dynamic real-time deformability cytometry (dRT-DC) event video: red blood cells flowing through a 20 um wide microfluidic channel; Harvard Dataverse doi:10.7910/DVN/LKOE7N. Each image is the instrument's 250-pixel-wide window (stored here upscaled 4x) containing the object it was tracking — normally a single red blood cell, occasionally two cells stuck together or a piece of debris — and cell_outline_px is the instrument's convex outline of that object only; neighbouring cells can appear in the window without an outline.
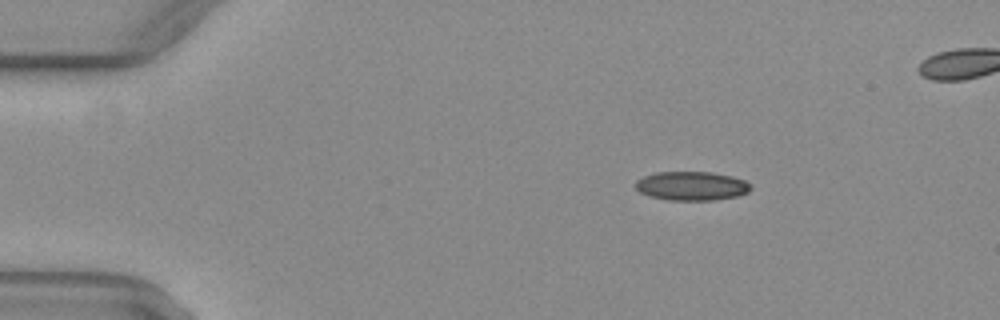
{"species": "common noctule bat (a hibernating species)", "species_latin": "Nyctalus noctula", "temperature_condition": "warm", "stored_images_in_passage": 49, "camera_frame_rate_fps": 3000, "um_per_image_px": 0.085, "animal": {"sex": "female", "body_mass_g": 29.2, "forearm_length_mm": 56.3}, "frame": {"image": 1, "passage_image": 8, "time_ms": 2.333, "image_size_px": [1000, 320], "cell_outline_px": [[752, 188], [748, 192], [736, 196], [716, 200], [668, 200], [648, 196], [640, 192], [636, 188], [636, 180], [644, 176], [656, 172], [712, 172], [732, 176], [744, 180]], "centroid_in_image_um": [58.77, 15.8], "position_along_channel_um": 26.2, "area_um2": 19.42}}
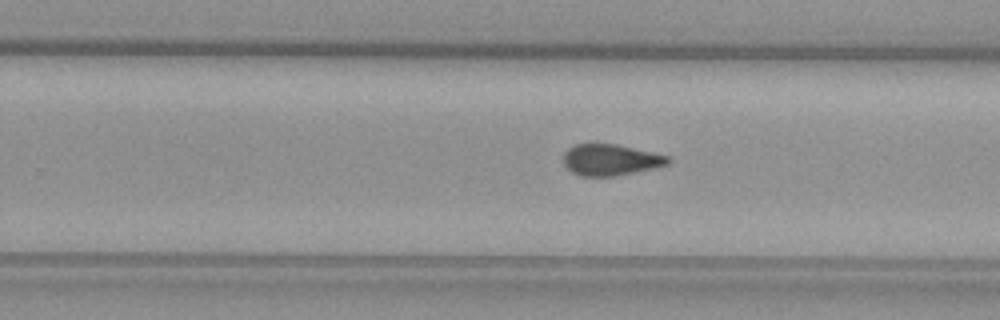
{"frame": {"image": 2, "passage_image": 32, "time_ms": 10.333, "image_size_px": [1000, 320], "cell_outline_px": [[672, 160], [668, 164], [652, 168], [616, 176], [580, 176], [572, 172], [564, 164], [564, 152], [568, 148], [576, 144], [616, 144], [652, 152], [668, 156]], "centroid_in_image_um": [51.89, 13.59], "position_along_channel_um": 277.9, "area_um2": 18.9}}
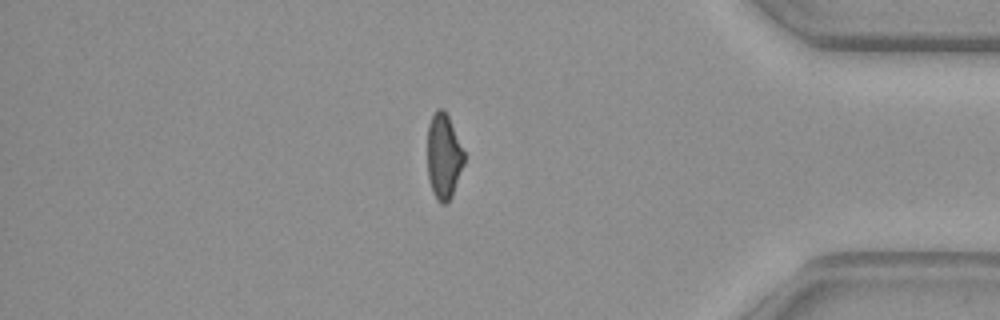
{"frame": {"image": 3, "passage_image": 43, "time_ms": 14.0, "image_size_px": [1000, 320], "cell_outline_px": [[464, 164], [452, 196], [444, 204], [440, 204], [436, 200], [432, 192], [428, 176], [428, 124], [436, 108], [444, 108], [448, 116], [464, 152]], "centroid_in_image_um": [37.7, 13.3], "position_along_channel_um": 397.5, "area_um2": 18.21}}